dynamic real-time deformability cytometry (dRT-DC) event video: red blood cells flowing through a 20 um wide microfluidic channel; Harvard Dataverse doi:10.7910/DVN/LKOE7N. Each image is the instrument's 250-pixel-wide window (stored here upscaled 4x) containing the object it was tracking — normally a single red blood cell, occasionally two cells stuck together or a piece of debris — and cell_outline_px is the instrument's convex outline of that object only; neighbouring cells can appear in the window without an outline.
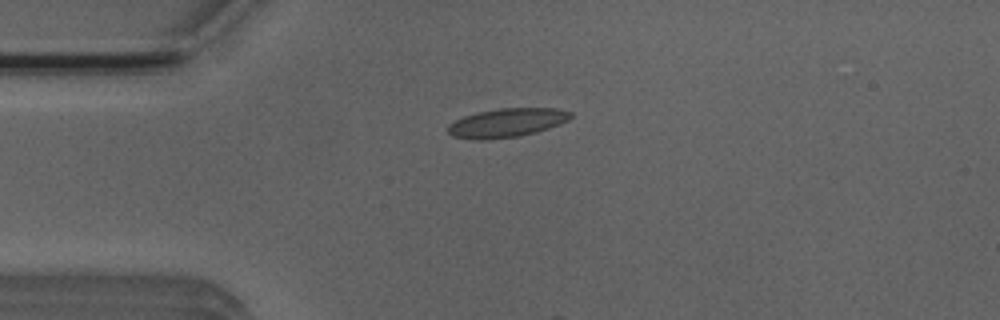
{"species": "Egyptian fruit bat (a non-hibernating species)", "species_latin": "Rousettus aegyptiacus", "temperature_condition": "room temperature", "stored_images_in_passage": 4, "camera_frame_rate_fps": 3000, "um_per_image_px": 0.085, "animal": {"sex": "male"}, "frame": {"image": 1, "passage_image": 2, "time_ms": 0.333, "image_size_px": [1000, 320], "cell_outline_px": [[572, 116], [568, 120], [560, 124], [536, 132], [516, 136], [484, 140], [476, 140], [452, 136], [448, 132], [448, 124], [464, 116], [476, 112], [500, 108], [556, 108], [572, 112]], "centroid_in_image_um": [43.07, 10.43], "position_along_channel_um": 41.9, "area_um2": 20.58}}